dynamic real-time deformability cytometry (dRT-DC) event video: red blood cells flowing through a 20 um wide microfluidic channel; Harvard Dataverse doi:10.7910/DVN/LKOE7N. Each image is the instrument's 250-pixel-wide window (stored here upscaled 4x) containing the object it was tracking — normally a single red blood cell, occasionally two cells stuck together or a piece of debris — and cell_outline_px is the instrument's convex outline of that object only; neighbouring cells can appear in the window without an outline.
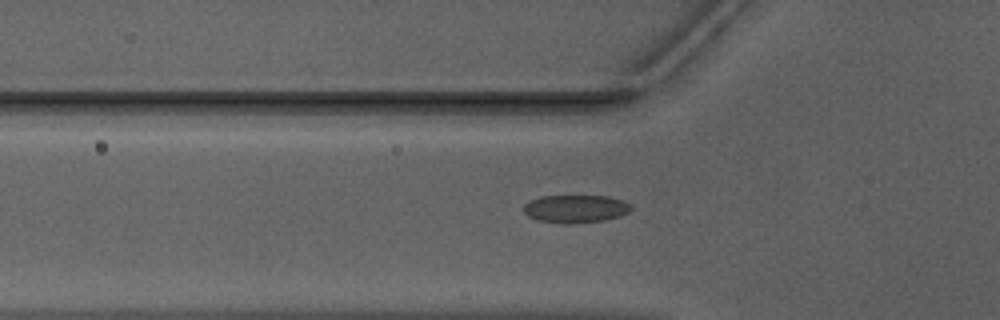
{"species": "Egyptian fruit bat (a non-hibernating species)", "species_latin": "Rousettus aegyptiacus", "temperature_condition": "warm", "stored_images_in_passage": 42, "camera_frame_rate_fps": 3000, "um_per_image_px": 0.085, "animal": {"sex": "male"}, "frame": {"image": 1, "passage_image": 13, "time_ms": 4.0, "image_size_px": [1000, 320], "cell_outline_px": [[632, 208], [628, 212], [620, 216], [604, 220], [536, 220], [528, 216], [524, 212], [524, 204], [528, 200], [540, 196], [608, 196], [624, 200], [632, 204]], "centroid_in_image_um": [48.95, 17.67], "position_along_channel_um": 76.8, "area_um2": 16.65}}
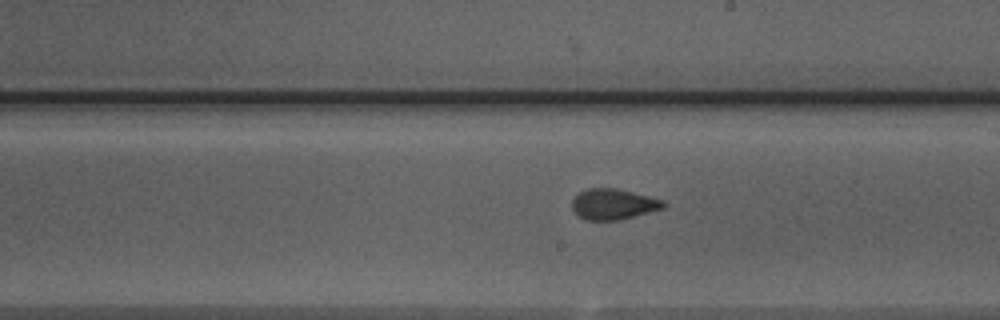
{"frame": {"image": 2, "passage_image": 25, "time_ms": 8.0, "image_size_px": [1000, 320], "cell_outline_px": [[668, 204], [664, 208], [620, 220], [584, 220], [576, 216], [572, 208], [572, 200], [580, 192], [588, 188], [616, 188], [664, 200]], "centroid_in_image_um": [52.13, 17.36], "position_along_channel_um": 236.9, "area_um2": 16.47}}
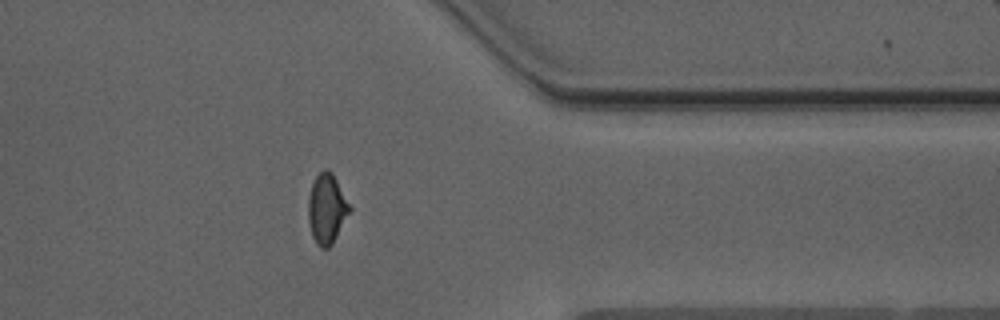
{"frame": {"image": 3, "passage_image": 37, "time_ms": 12.0, "image_size_px": [1000, 320], "cell_outline_px": [[352, 208], [332, 244], [328, 248], [320, 248], [316, 244], [312, 236], [308, 220], [308, 196], [312, 184], [316, 176], [324, 168], [328, 168], [332, 172]], "centroid_in_image_um": [27.77, 17.74], "position_along_channel_um": 383.6, "area_um2": 16.88}, "authors_computed_cell_mechanics": {"area_um2": 16.7909, "velocity_mm_per_s": 3.9868, "shape_relaxation_time_tau1_ms": 4.8227, "shape_relaxation_time_tau2_ms": 1.1956, "deformation_change_tau1": 0.1667, "deformation_change_tau2": 0.0776}}